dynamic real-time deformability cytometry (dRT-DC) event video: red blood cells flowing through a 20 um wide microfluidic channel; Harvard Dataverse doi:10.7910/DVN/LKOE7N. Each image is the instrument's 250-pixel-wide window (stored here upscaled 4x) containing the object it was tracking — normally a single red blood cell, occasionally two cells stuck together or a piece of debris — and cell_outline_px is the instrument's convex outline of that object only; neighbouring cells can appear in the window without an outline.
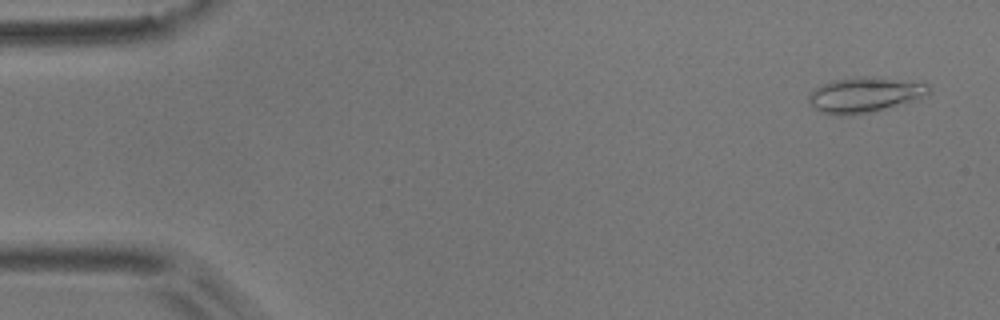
{"species": "common noctule bat (a hibernating species)", "species_latin": "Nyctalus noctula", "temperature_condition": "room temperature", "stored_images_in_passage": 53, "camera_frame_rate_fps": 3000, "um_per_image_px": 0.085, "animal": {"sex": "male", "body_mass_g": 17.9}, "frame": {"image": 1, "passage_image": 3, "time_ms": 0.667, "image_size_px": [1000, 320], "cell_outline_px": [[932, 88], [928, 96], [916, 100], [868, 112], [848, 116], [840, 116], [820, 112], [812, 108], [808, 104], [808, 96], [816, 88], [832, 80], [860, 76], [864, 76], [928, 84]], "centroid_in_image_um": [73.46, 8.08], "position_along_channel_um": 11.5, "area_um2": 24.51}}
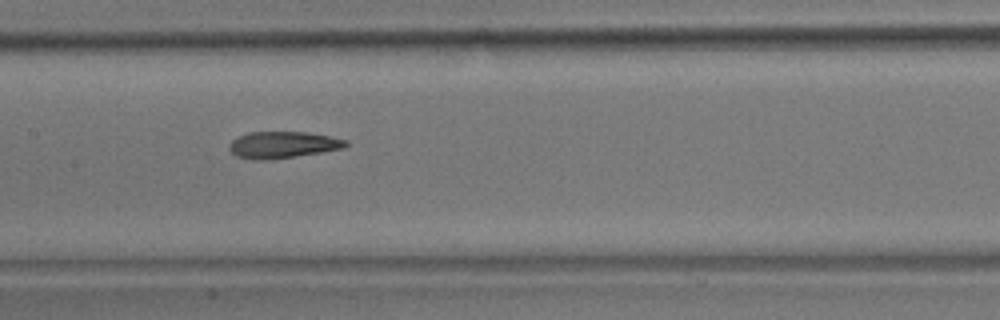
{"frame": {"image": 2, "passage_image": 26, "time_ms": 8.333, "image_size_px": [1000, 320], "cell_outline_px": [[348, 144], [344, 148], [272, 160], [256, 160], [236, 156], [228, 148], [228, 144], [232, 140], [248, 132], [308, 132], [348, 140]], "centroid_in_image_um": [24.02, 12.31], "position_along_channel_um": 183.4, "area_um2": 18.09}}
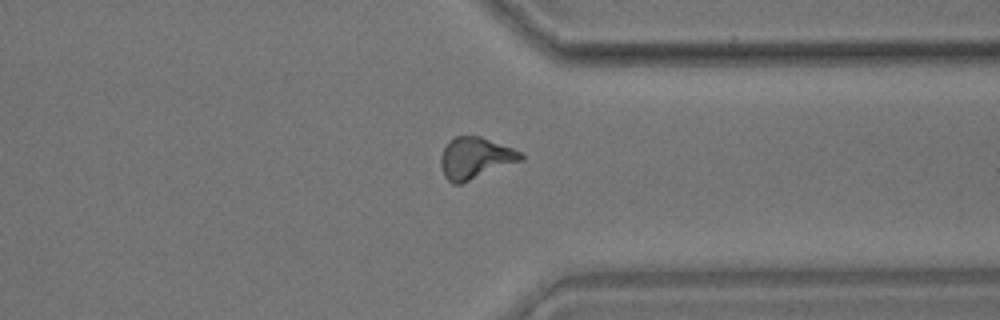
{"frame": {"image": 3, "passage_image": 41, "time_ms": 13.333, "image_size_px": [1000, 320], "cell_outline_px": [[524, 160], [460, 184], [452, 184], [444, 176], [440, 164], [440, 156], [444, 148], [456, 136], [480, 136], [512, 148], [520, 152], [524, 156]], "centroid_in_image_um": [40.4, 13.45], "position_along_channel_um": 371.0, "area_um2": 19.25}, "authors_computed_cell_mechanics": {"area_um2": 18.6116, "velocity_mm_per_s": 3.7952, "shape_relaxation_time_tau1_ms": 8.315, "shape_relaxation_time_tau2_ms": 2.0871, "deformation_change_tau1": 0.2315, "deformation_change_tau2": 0.0992}}